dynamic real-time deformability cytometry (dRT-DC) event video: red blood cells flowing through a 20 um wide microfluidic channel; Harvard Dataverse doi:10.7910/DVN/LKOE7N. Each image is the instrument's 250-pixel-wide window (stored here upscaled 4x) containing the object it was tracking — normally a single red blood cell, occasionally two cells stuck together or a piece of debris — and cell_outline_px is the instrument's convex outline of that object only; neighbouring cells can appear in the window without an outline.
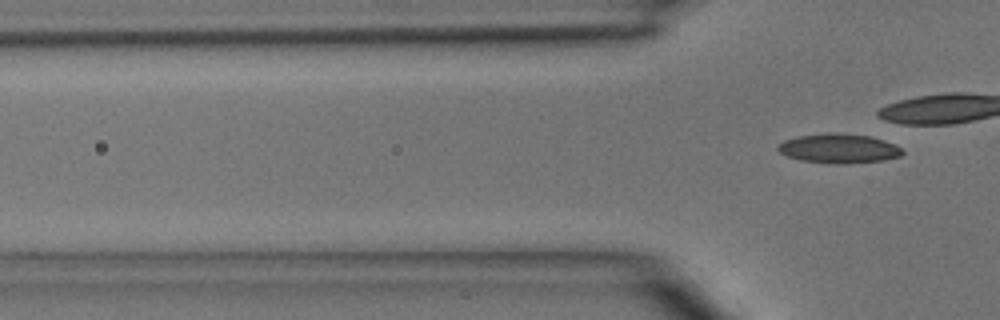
{"species": "common noctule bat (a hibernating species)", "species_latin": "Nyctalus noctula", "temperature_condition": "room temperature", "stored_images_in_passage": 5, "camera_frame_rate_fps": 3000, "um_per_image_px": 0.085, "animal": {"sex": "male", "body_mass_g": 15.6}, "frame": {"image": 1, "passage_image": 5, "time_ms": 5.333, "image_size_px": [1000, 320], "cell_outline_px": [[904, 152], [900, 156], [884, 160], [844, 164], [828, 164], [800, 160], [788, 156], [780, 152], [776, 148], [784, 140], [796, 136], [832, 132], [836, 132], [872, 136], [884, 140], [900, 148]], "centroid_in_image_um": [71.28, 12.62], "position_along_channel_um": 54.5, "area_um2": 21.44}}